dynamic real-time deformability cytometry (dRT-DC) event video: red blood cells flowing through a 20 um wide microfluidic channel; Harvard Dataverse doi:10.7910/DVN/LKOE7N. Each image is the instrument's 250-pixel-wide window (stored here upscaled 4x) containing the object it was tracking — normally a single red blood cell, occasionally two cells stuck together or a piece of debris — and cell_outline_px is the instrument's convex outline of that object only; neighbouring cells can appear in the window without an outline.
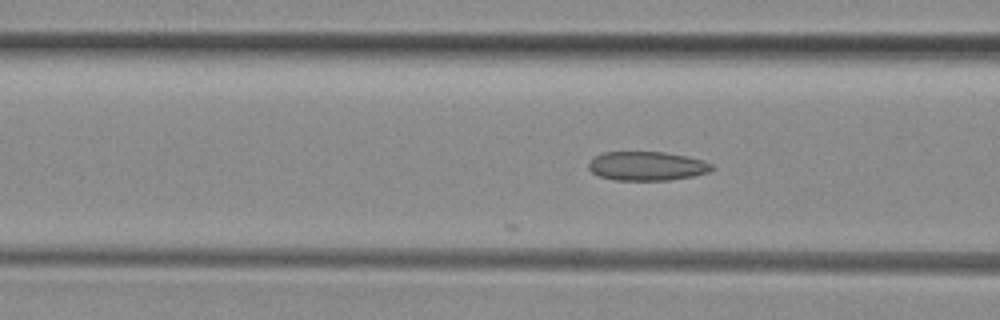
{"species": "common noctule bat (a hibernating species)", "species_latin": "Nyctalus noctula", "temperature_condition": "room temperature", "stored_images_in_passage": 5, "camera_frame_rate_fps": 3000, "um_per_image_px": 0.085, "animal": {"sex": "female", "body_mass_g": 29.2, "forearm_length_mm": 56.3}, "frame": {"image": 1, "passage_image": 5, "time_ms": 1.333, "image_size_px": [1000, 320], "cell_outline_px": [[716, 168], [712, 172], [692, 176], [668, 180], [612, 180], [596, 176], [588, 168], [588, 164], [596, 156], [604, 152], [664, 152], [688, 156], [704, 160], [712, 164]], "centroid_in_image_um": [55.03, 14.12], "position_along_channel_um": 111.6, "area_um2": 21.1}}